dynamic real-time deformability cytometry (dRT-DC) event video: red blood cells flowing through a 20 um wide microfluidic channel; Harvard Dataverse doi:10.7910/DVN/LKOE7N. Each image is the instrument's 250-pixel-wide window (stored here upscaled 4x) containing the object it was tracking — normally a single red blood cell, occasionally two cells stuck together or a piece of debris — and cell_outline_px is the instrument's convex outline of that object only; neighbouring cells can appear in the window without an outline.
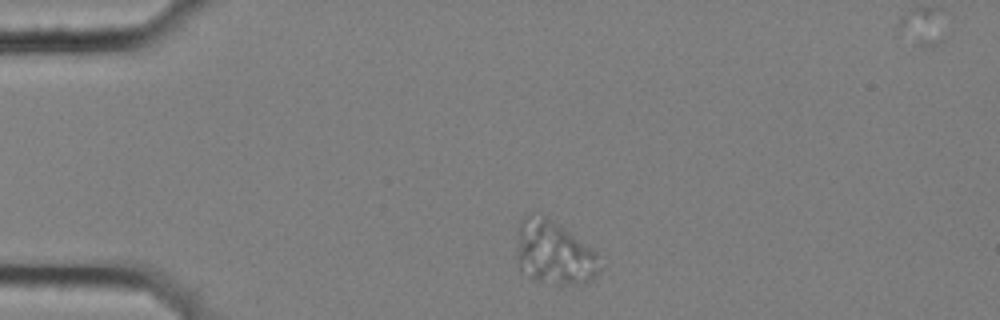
{"species": "common noctule bat (a hibernating species)", "species_latin": "Nyctalus noctula", "temperature_condition": "cold", "stored_images_in_passage": 3, "camera_frame_rate_fps": 3000, "um_per_image_px": 0.085, "animal": {"sex": "female", "body_mass_g": 25.1}, "frame": {"image": 1, "passage_image": 1, "time_ms": 0.0, "image_size_px": [1000, 320], "cell_outline_px": [[600, 268], [592, 280], [584, 284], [556, 284], [532, 276], [520, 268], [516, 264], [516, 260], [520, 220], [528, 212], [532, 212], [544, 216], [560, 224], [592, 248], [596, 252]], "centroid_in_image_um": [47.1, 21.45], "position_along_channel_um": 37.9, "area_um2": 30.58}}